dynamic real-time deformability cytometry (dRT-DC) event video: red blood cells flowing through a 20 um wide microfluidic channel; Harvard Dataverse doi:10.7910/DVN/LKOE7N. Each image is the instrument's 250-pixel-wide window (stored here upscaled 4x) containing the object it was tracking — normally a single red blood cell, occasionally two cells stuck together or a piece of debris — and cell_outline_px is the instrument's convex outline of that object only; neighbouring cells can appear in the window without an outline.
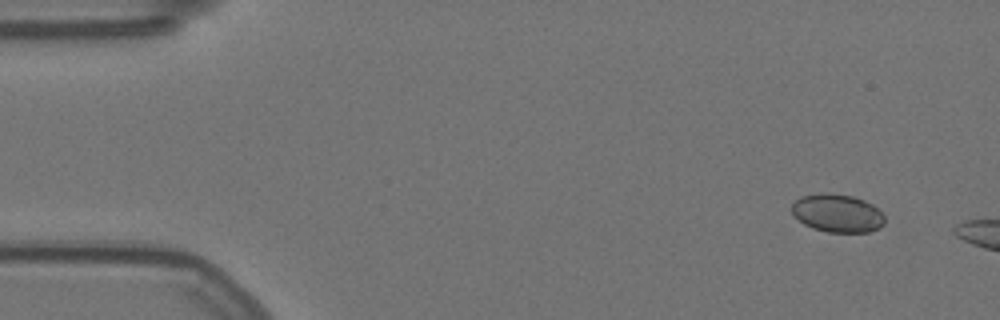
{"species": "Egyptian fruit bat (a non-hibernating species)", "species_latin": "Rousettus aegyptiacus", "temperature_condition": "warm", "stored_images_in_passage": 8, "camera_frame_rate_fps": 3000, "um_per_image_px": 0.085, "animal": {"sex": "female"}, "frame": {"image": 1, "passage_image": 1, "time_ms": 0.0, "image_size_px": [1000, 320], "cell_outline_px": [[884, 224], [880, 228], [868, 232], [828, 232], [812, 228], [804, 224], [792, 216], [792, 204], [800, 196], [824, 192], [828, 192], [852, 196], [864, 200], [872, 204], [884, 216]], "centroid_in_image_um": [71.15, 18.12], "position_along_channel_um": 13.9, "area_um2": 20.81}}